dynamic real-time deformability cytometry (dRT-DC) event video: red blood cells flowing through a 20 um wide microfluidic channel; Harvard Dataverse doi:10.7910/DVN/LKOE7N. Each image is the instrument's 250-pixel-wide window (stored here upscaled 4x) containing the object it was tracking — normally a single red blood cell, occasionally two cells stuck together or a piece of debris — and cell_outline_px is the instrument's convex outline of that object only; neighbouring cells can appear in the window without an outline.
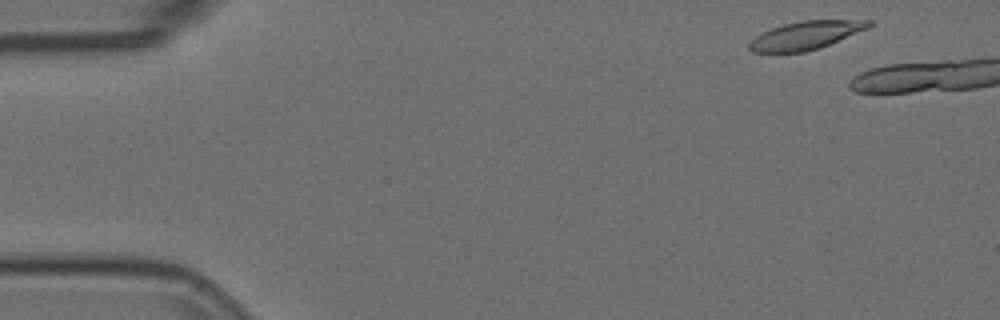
{"species": "Egyptian fruit bat (a non-hibernating species)", "species_latin": "Rousettus aegyptiacus", "temperature_condition": "room temperature", "stored_images_in_passage": 6, "camera_frame_rate_fps": 3000, "um_per_image_px": 0.085, "animal": {"sex": "female"}, "frame": {"image": 1, "passage_image": 3, "time_ms": 0.667, "image_size_px": [1000, 320], "cell_outline_px": [[872, 24], [868, 28], [820, 48], [804, 52], [752, 52], [748, 48], [748, 44], [756, 36], [772, 28], [784, 24], [800, 20], [872, 20]], "centroid_in_image_um": [68.5, 3.0], "position_along_channel_um": 16.5, "area_um2": 19.48}}